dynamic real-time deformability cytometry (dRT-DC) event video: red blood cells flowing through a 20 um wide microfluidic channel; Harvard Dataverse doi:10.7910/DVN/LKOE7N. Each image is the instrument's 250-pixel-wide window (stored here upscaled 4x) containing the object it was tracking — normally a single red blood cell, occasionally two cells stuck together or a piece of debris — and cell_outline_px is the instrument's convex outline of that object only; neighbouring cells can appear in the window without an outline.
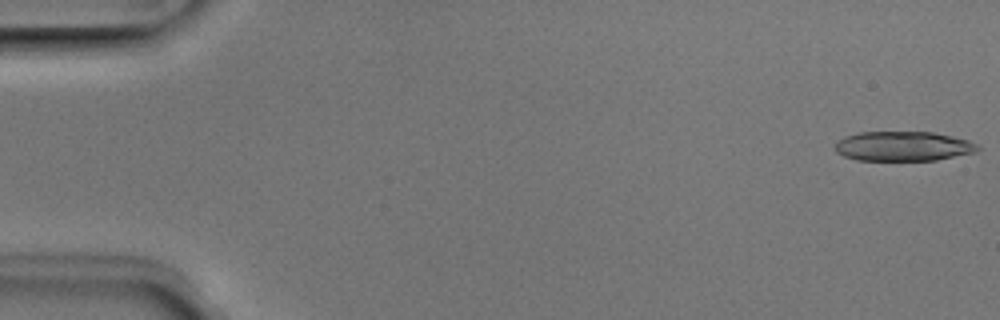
{"species": "Egyptian fruit bat (a non-hibernating species)", "species_latin": "Rousettus aegyptiacus", "temperature_condition": "room temperature", "stored_images_in_passage": 51, "segment_of_instrument_passage": [1, 2], "camera_frame_rate_fps": 3000, "um_per_image_px": 0.085, "animal": {"sex": "male"}, "frame": {"image": 1, "passage_image": 1, "time_ms": 0.0, "image_size_px": [1000, 320], "cell_outline_px": [[980, 148], [976, 152], [936, 160], [856, 160], [844, 156], [836, 152], [836, 144], [844, 136], [860, 132], [932, 132], [952, 136], [968, 140], [980, 144]], "centroid_in_image_um": [76.8, 12.43], "position_along_channel_um": 8.2, "area_um2": 24.62}}
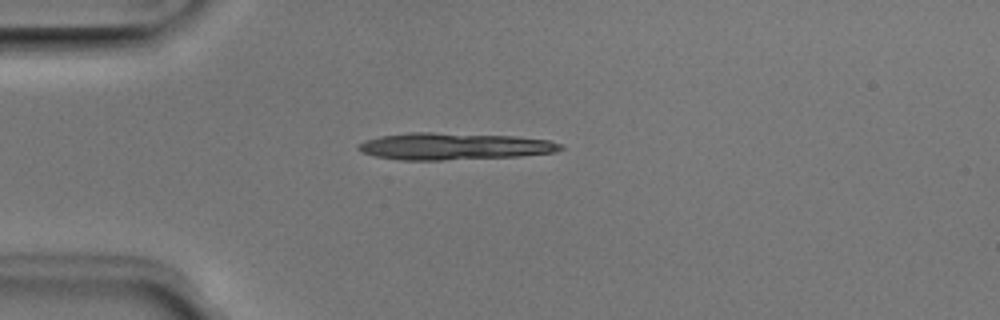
{"frame": {"image": 2, "passage_image": 13, "time_ms": 4.0, "image_size_px": [1000, 320], "cell_outline_px": [[564, 148], [556, 152], [520, 156], [440, 160], [400, 160], [376, 156], [360, 152], [356, 148], [356, 144], [364, 140], [380, 136], [408, 132], [432, 132], [516, 136], [548, 140], [564, 144]], "centroid_in_image_um": [38.57, 12.43], "position_along_channel_um": 46.4, "area_um2": 32.02}}